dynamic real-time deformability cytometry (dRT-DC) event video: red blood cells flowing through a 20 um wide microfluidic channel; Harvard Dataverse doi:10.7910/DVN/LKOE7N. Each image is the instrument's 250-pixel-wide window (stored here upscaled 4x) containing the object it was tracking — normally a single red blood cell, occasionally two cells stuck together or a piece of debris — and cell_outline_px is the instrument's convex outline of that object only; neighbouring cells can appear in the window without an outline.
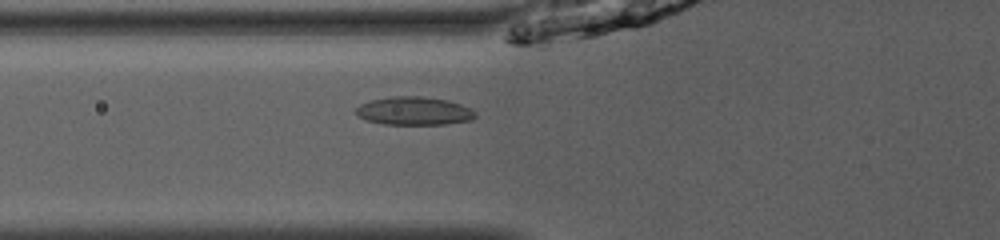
{"species": "common noctule bat (a hibernating species)", "species_latin": "Nyctalus noctula", "temperature_condition": "room temperature", "stored_images_in_passage": 35, "camera_frame_rate_fps": 3000, "um_per_image_px": 0.085, "animal": {"sex": "male", "body_mass_g": 13.0, "forearm_length_mm": 53.1}, "frame": {"image": 1, "passage_image": 4, "time_ms": 1.0, "image_size_px": [1000, 240], "cell_outline_px": [[476, 116], [472, 120], [448, 124], [384, 124], [368, 120], [360, 116], [356, 112], [356, 108], [360, 104], [372, 100], [392, 96], [424, 96], [448, 100], [472, 108], [476, 112]], "centroid_in_image_um": [35.26, 9.42], "position_along_channel_um": 90.5, "area_um2": 19.65}}
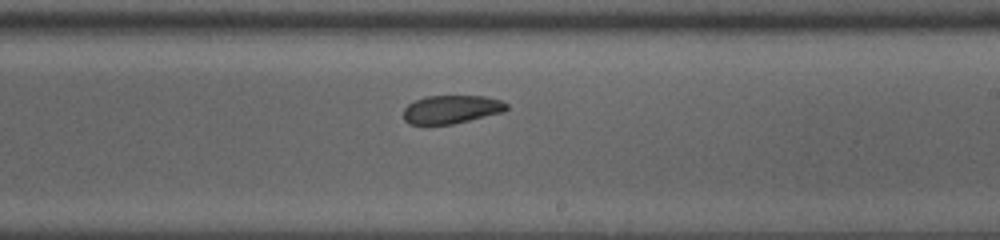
{"frame": {"image": 2, "passage_image": 16, "time_ms": 5.0, "image_size_px": [1000, 240], "cell_outline_px": [[508, 108], [504, 112], [452, 124], [408, 124], [404, 120], [404, 108], [408, 104], [424, 96], [484, 96], [504, 100], [508, 104]], "centroid_in_image_um": [38.4, 9.29], "position_along_channel_um": 250.6, "area_um2": 17.11}}
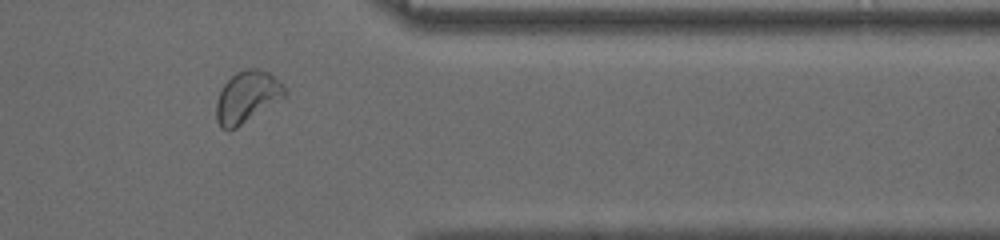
{"frame": {"image": 3, "passage_image": 27, "time_ms": 8.667, "image_size_px": [1000, 240], "cell_outline_px": [[288, 92], [284, 96], [236, 128], [220, 128], [216, 120], [216, 100], [224, 84], [236, 72], [248, 68], [260, 68], [268, 72], [284, 84], [288, 88]], "centroid_in_image_um": [21.0, 8.2], "position_along_channel_um": 390.4, "area_um2": 20.35}, "authors_computed_cell_mechanics": {"area_um2": 18.2648, "velocity_mm_per_s": 3.9854, "shape_relaxation_time_tau1_ms": null, "shape_relaxation_time_tau2_ms": 3.3159, "deformation_change_tau1": null, "deformation_change_tau2": 0.0855}}